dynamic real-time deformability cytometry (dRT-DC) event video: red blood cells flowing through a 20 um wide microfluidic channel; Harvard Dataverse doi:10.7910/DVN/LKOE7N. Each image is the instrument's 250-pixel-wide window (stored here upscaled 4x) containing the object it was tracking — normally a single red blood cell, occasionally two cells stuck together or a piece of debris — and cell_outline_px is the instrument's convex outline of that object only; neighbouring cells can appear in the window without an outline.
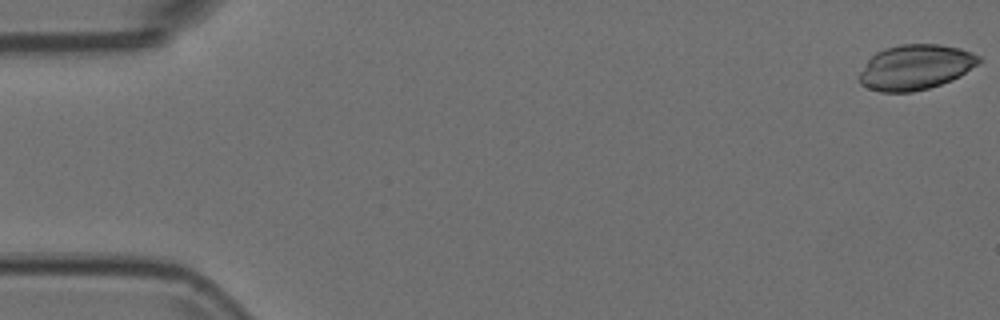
{"species": "Egyptian fruit bat (a non-hibernating species)", "species_latin": "Rousettus aegyptiacus", "temperature_condition": "room temperature", "stored_images_in_passage": 48, "camera_frame_rate_fps": 3000, "um_per_image_px": 0.085, "animal": {"sex": "female"}, "frame": {"image": 1, "passage_image": 1, "time_ms": 0.0, "image_size_px": [1000, 320], "cell_outline_px": [[984, 60], [960, 76], [952, 80], [928, 88], [912, 92], [880, 92], [868, 88], [860, 84], [860, 72], [868, 60], [876, 52], [884, 48], [900, 44], [940, 44], [960, 48], [980, 56]], "centroid_in_image_um": [77.83, 5.7], "position_along_channel_um": 7.2, "area_um2": 31.5}}
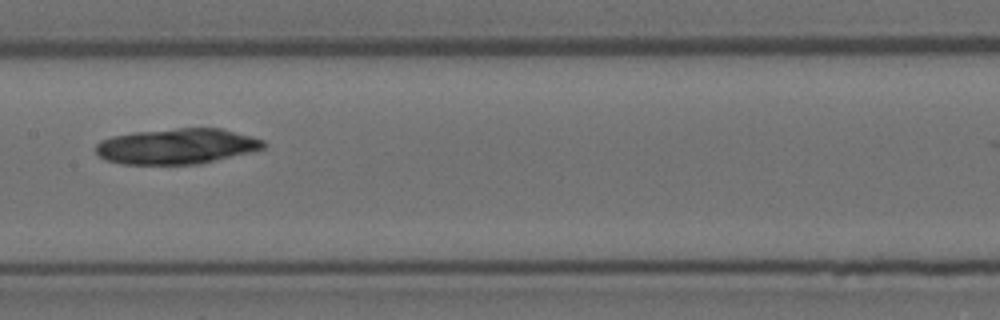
{"frame": {"image": 2, "passage_image": 27, "time_ms": 8.667, "image_size_px": [1000, 320], "cell_outline_px": [[268, 144], [264, 148], [200, 164], [124, 164], [104, 160], [96, 152], [96, 144], [100, 140], [112, 136], [136, 132], [176, 128], [220, 128], [264, 140]], "centroid_in_image_um": [15.0, 12.43], "position_along_channel_um": 192.4, "area_um2": 34.56}}
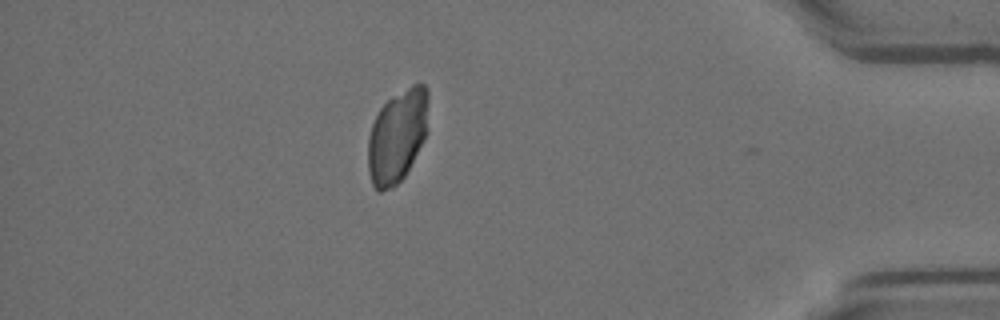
{"frame": {"image": 3, "passage_image": 47, "time_ms": 15.333, "image_size_px": [1000, 320], "cell_outline_px": [[428, 132], [404, 176], [392, 188], [380, 192], [372, 184], [368, 172], [368, 136], [372, 124], [380, 108], [392, 96], [412, 84], [424, 84], [428, 88]], "centroid_in_image_um": [33.78, 11.54], "position_along_channel_um": 401.4, "area_um2": 32.89}}